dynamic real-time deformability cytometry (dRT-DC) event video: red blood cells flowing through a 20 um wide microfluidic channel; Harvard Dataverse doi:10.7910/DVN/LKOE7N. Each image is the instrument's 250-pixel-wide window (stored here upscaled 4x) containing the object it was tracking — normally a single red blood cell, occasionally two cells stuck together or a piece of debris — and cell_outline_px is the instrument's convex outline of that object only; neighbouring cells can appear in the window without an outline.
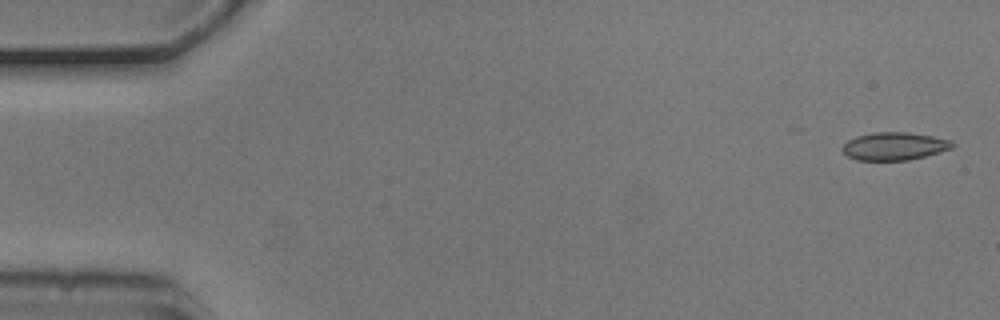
{"species": "common noctule bat (a hibernating species)", "species_latin": "Nyctalus noctula", "temperature_condition": "cold", "stored_images_in_passage": 5, "camera_frame_rate_fps": 3000, "um_per_image_px": 0.085, "animal": {"sex": "male", "body_mass_g": 20.5, "forearm_length_mm": 52.5}, "frame": {"image": 1, "passage_image": 1, "time_ms": 0.0, "image_size_px": [1000, 320], "cell_outline_px": [[956, 144], [952, 148], [924, 156], [908, 160], [856, 160], [848, 156], [840, 148], [848, 140], [856, 136], [872, 132], [908, 132], [932, 136], [952, 140]], "centroid_in_image_um": [76.01, 12.42], "position_along_channel_um": 9.0, "area_um2": 17.86}}
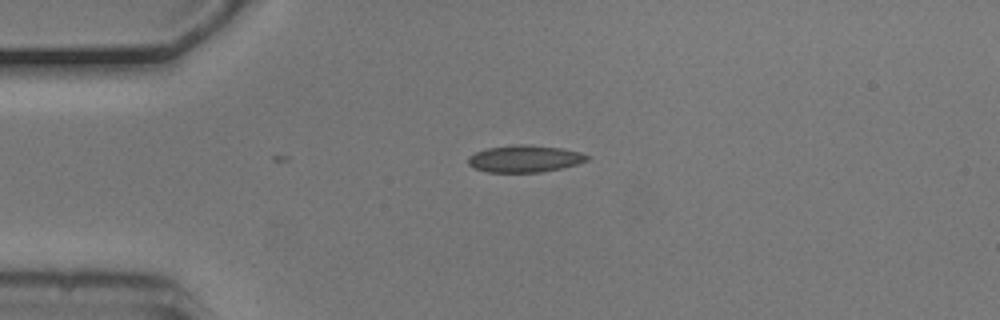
{"frame": {"image": 2, "passage_image": 4, "time_ms": 1.0, "image_size_px": [1000, 320], "cell_outline_px": [[588, 160], [580, 164], [564, 168], [540, 172], [488, 172], [472, 168], [468, 164], [468, 156], [476, 152], [488, 148], [520, 144], [524, 144], [560, 148], [580, 152], [588, 156]], "centroid_in_image_um": [44.6, 13.5], "position_along_channel_um": 40.4, "area_um2": 18.73}}